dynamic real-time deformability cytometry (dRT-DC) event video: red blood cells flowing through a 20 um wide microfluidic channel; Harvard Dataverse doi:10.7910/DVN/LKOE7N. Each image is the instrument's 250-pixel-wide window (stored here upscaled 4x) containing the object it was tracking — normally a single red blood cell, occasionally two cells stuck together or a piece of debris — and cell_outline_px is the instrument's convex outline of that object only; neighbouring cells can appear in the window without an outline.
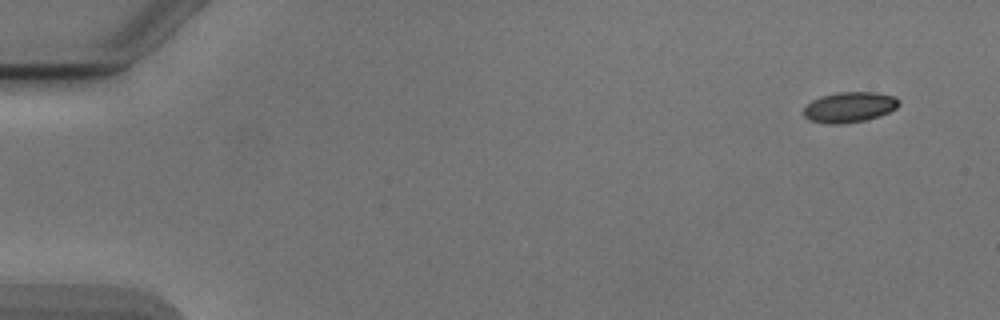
{"species": "Egyptian fruit bat (a non-hibernating species)", "species_latin": "Rousettus aegyptiacus", "temperature_condition": "cold", "stored_images_in_passage": 51, "camera_frame_rate_fps": 3000, "um_per_image_px": 0.085, "animal": {"sex": "male"}, "frame": {"image": 1, "passage_image": 1, "time_ms": 0.0, "image_size_px": [1000, 320], "cell_outline_px": [[900, 104], [896, 108], [880, 116], [864, 120], [840, 124], [828, 124], [808, 120], [804, 116], [804, 108], [812, 100], [820, 96], [836, 92], [876, 92], [896, 96], [900, 100]], "centroid_in_image_um": [72.21, 9.1], "position_along_channel_um": 12.8, "area_um2": 17.05}}
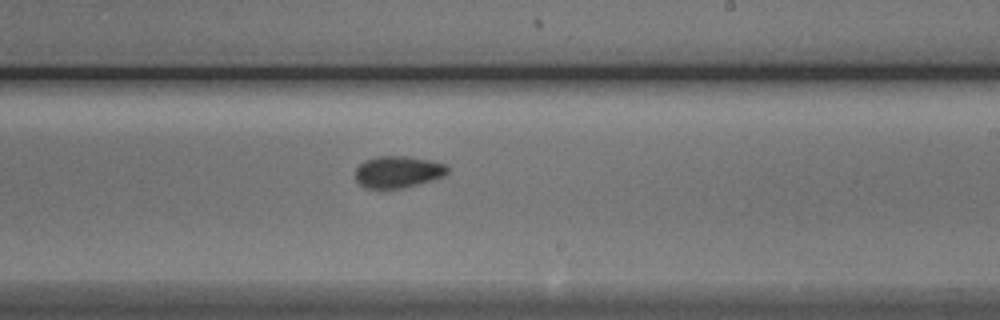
{"frame": {"image": 2, "passage_image": 30, "time_ms": 9.667, "image_size_px": [1000, 320], "cell_outline_px": [[448, 172], [444, 176], [432, 180], [400, 188], [364, 188], [356, 180], [356, 168], [364, 160], [376, 156], [404, 156], [428, 160], [444, 164], [448, 168]], "centroid_in_image_um": [33.79, 14.6], "position_along_channel_um": 255.2, "area_um2": 16.88}}
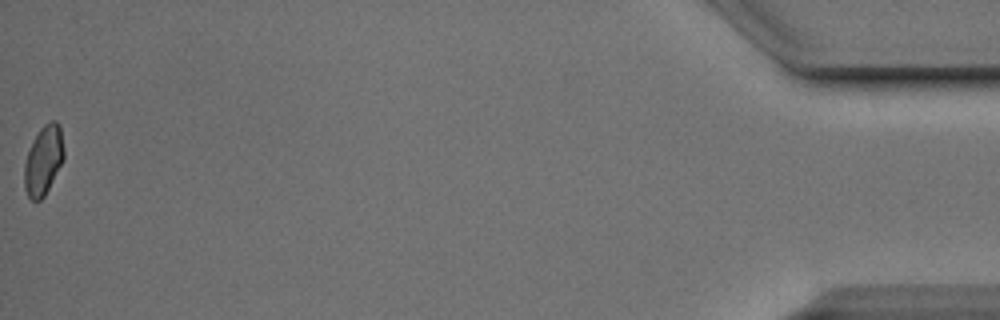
{"frame": {"image": 3, "passage_image": 51, "time_ms": 16.667, "image_size_px": [1000, 320], "cell_outline_px": [[64, 160], [44, 196], [40, 200], [32, 200], [28, 196], [24, 188], [24, 164], [32, 140], [40, 128], [44, 124], [52, 120], [56, 120], [60, 124], [64, 148]], "centroid_in_image_um": [3.7, 13.6], "position_along_channel_um": 431.5, "area_um2": 16.13}, "authors_computed_cell_mechanics": {"area_um2": 16.8198, "velocity_mm_per_s": 3.8887, "shape_relaxation_time_tau1_ms": 2.3593, "shape_relaxation_time_tau2_ms": 3.4741, "deformation_change_tau1": 0.0531, "deformation_change_tau2": 0.0604}}